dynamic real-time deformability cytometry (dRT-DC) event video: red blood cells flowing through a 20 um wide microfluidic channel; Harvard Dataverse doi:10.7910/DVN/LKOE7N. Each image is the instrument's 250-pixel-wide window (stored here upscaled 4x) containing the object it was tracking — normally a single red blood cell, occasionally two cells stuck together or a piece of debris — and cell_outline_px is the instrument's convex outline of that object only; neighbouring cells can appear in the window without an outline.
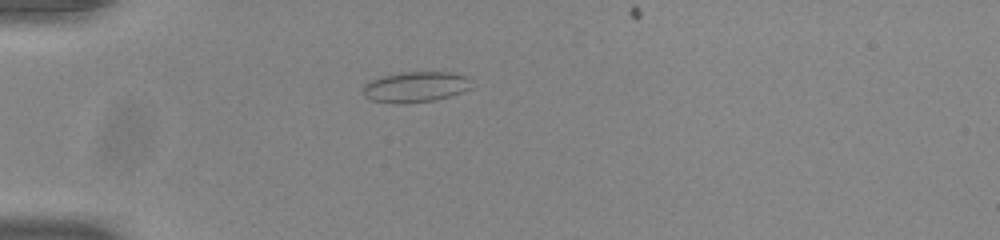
{"species": "common noctule bat (a hibernating species)", "species_latin": "Nyctalus noctula", "temperature_condition": "room temperature", "stored_images_in_passage": 10, "camera_frame_rate_fps": 3000, "um_per_image_px": 0.085, "animal": {"sex": "male", "body_mass_g": 20.0, "forearm_length_mm": 53.3}, "frame": {"image": 1, "passage_image": 1, "time_ms": 0.0, "image_size_px": [1000, 240], "cell_outline_px": [[472, 88], [436, 100], [392, 104], [368, 100], [360, 92], [364, 84], [380, 76], [400, 72], [452, 72], [468, 76], [472, 80]], "centroid_in_image_um": [35.28, 7.38], "position_along_channel_um": 49.7, "area_um2": 19.77}}
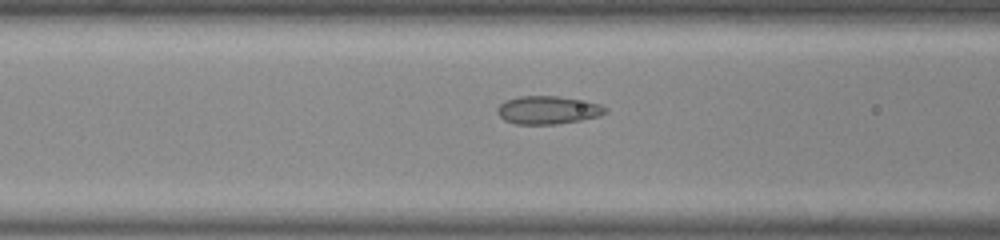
{"frame": {"image": 2, "passage_image": 8, "time_ms": 2.333, "image_size_px": [1000, 240], "cell_outline_px": [[608, 112], [600, 116], [580, 120], [556, 124], [516, 124], [504, 120], [496, 112], [496, 108], [504, 100], [520, 96], [556, 96], [600, 104], [608, 108]], "centroid_in_image_um": [46.55, 9.36], "position_along_channel_um": 120.1, "area_um2": 17.69}}